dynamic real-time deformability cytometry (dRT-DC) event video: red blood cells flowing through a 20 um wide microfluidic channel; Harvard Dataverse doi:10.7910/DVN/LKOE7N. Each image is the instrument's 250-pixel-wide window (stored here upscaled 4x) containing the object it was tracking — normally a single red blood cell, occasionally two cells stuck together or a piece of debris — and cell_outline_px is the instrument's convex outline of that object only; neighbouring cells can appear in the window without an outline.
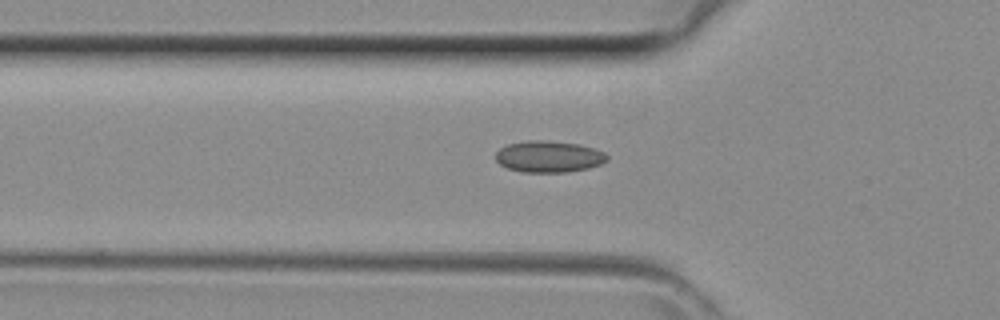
{"species": "common noctule bat (a hibernating species)", "species_latin": "Nyctalus noctula", "temperature_condition": "room temperature", "stored_images_in_passage": 28, "camera_frame_rate_fps": 3000, "um_per_image_px": 0.085, "animal": {"sex": "female", "body_mass_g": 29.2, "forearm_length_mm": 56.3}, "frame": {"image": 1, "passage_image": 5, "time_ms": 1.333, "image_size_px": [1000, 320], "cell_outline_px": [[608, 160], [600, 164], [588, 168], [568, 172], [520, 172], [508, 168], [500, 164], [496, 160], [496, 152], [500, 148], [508, 144], [528, 140], [540, 140], [580, 144], [596, 148], [604, 152], [608, 156]], "centroid_in_image_um": [46.66, 13.31], "position_along_channel_um": 79.1, "area_um2": 20.52}}
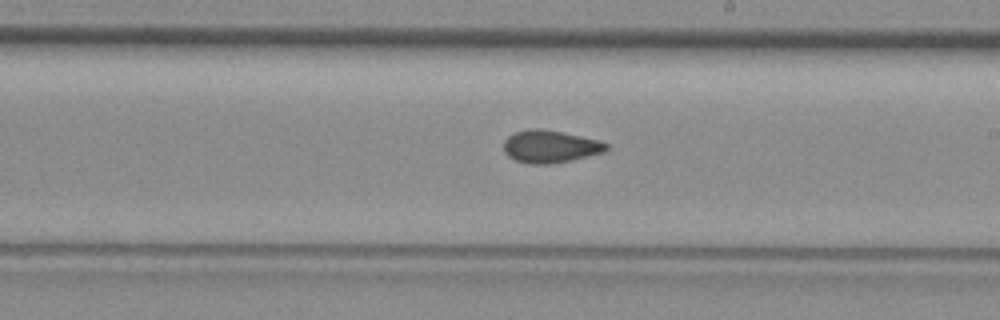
{"frame": {"image": 2, "passage_image": 15, "time_ms": 4.667, "image_size_px": [1000, 320], "cell_outline_px": [[608, 148], [604, 152], [572, 160], [552, 164], [532, 164], [516, 160], [508, 156], [504, 152], [504, 140], [508, 136], [516, 132], [532, 128], [540, 128], [600, 140], [608, 144]], "centroid_in_image_um": [46.77, 12.46], "position_along_channel_um": 242.2, "area_um2": 19.36}}
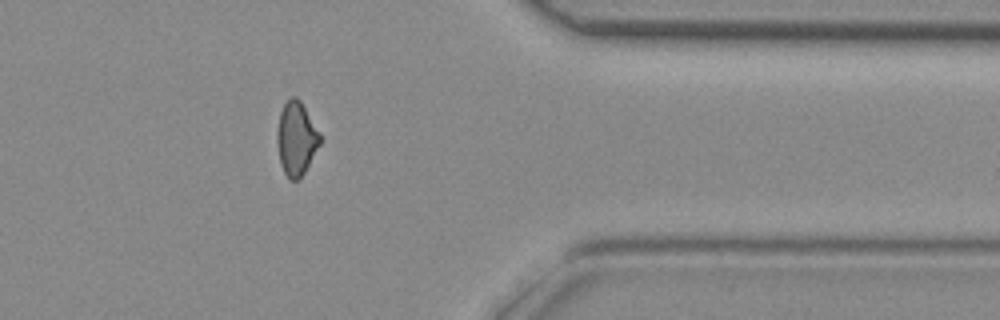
{"frame": {"image": 3, "passage_image": 25, "time_ms": 8.0, "image_size_px": [1000, 320], "cell_outline_px": [[320, 144], [300, 180], [288, 180], [280, 164], [276, 140], [276, 132], [280, 112], [284, 104], [292, 96], [296, 96], [300, 100], [320, 132]], "centroid_in_image_um": [25.17, 11.8], "position_along_channel_um": 386.2, "area_um2": 18.55}}